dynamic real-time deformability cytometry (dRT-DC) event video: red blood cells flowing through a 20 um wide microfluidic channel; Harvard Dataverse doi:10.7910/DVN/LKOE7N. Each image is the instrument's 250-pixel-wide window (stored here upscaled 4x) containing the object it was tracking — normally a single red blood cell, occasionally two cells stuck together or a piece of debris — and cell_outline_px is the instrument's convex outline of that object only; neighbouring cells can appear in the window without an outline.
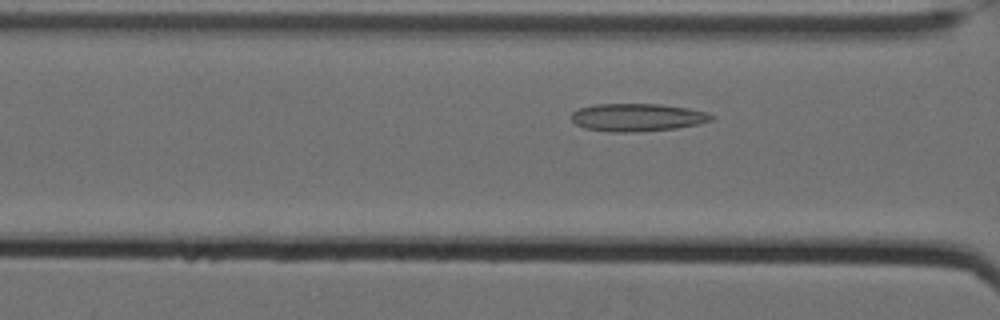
{"species": "Egyptian fruit bat (a non-hibernating species)", "species_latin": "Rousettus aegyptiacus", "temperature_condition": "cold", "stored_images_in_passage": 49, "camera_frame_rate_fps": 3000, "um_per_image_px": 0.085, "animal": {"sex": "female"}, "frame": {"image": 1, "passage_image": 16, "time_ms": 5.0, "image_size_px": [1000, 320], "cell_outline_px": [[716, 116], [712, 120], [700, 124], [676, 128], [628, 132], [612, 132], [584, 128], [576, 124], [572, 120], [572, 112], [580, 108], [596, 104], [660, 104], [688, 108], [708, 112]], "centroid_in_image_um": [54.21, 9.97], "position_along_channel_um": 112.4, "area_um2": 22.66}}
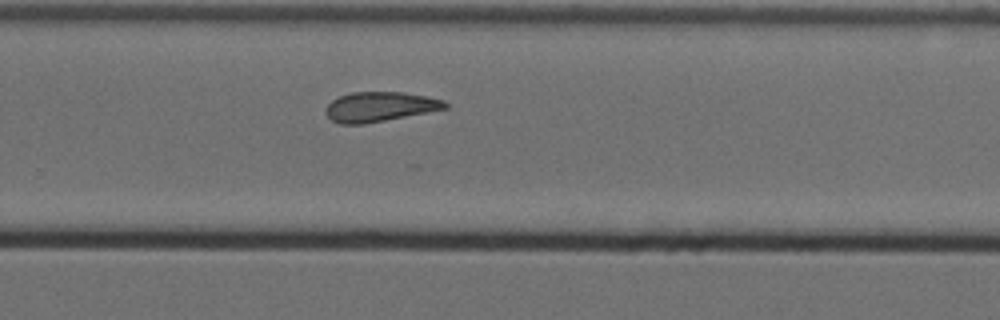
{"frame": {"image": 2, "passage_image": 32, "time_ms": 10.333, "image_size_px": [1000, 320], "cell_outline_px": [[448, 108], [364, 124], [340, 124], [332, 120], [324, 112], [324, 108], [332, 100], [340, 96], [352, 92], [400, 92], [428, 96], [444, 100], [448, 104]], "centroid_in_image_um": [32.26, 9.07], "position_along_channel_um": 297.5, "area_um2": 20.63}}
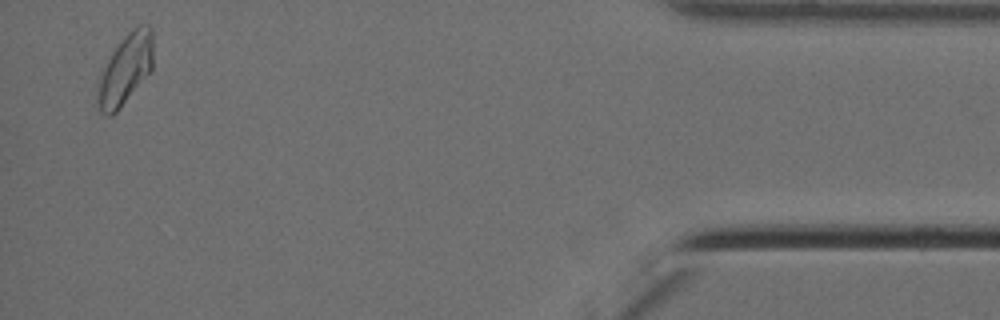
{"frame": {"image": 3, "passage_image": 48, "time_ms": 15.667, "image_size_px": [1000, 320], "cell_outline_px": [[152, 72], [116, 112], [112, 116], [104, 116], [100, 112], [96, 100], [100, 80], [104, 68], [112, 52], [124, 36], [132, 28], [140, 24], [148, 24], [152, 28]], "centroid_in_image_um": [10.69, 5.91], "position_along_channel_um": 424.5, "area_um2": 22.77}, "authors_computed_cell_mechanics": {"area_um2": 21.7906, "velocity_mm_per_s": 3.4704, "shape_relaxation_time_tau1_ms": null, "shape_relaxation_time_tau2_ms": 8.4455, "deformation_change_tau1": null, "deformation_change_tau2": 0.1836}}